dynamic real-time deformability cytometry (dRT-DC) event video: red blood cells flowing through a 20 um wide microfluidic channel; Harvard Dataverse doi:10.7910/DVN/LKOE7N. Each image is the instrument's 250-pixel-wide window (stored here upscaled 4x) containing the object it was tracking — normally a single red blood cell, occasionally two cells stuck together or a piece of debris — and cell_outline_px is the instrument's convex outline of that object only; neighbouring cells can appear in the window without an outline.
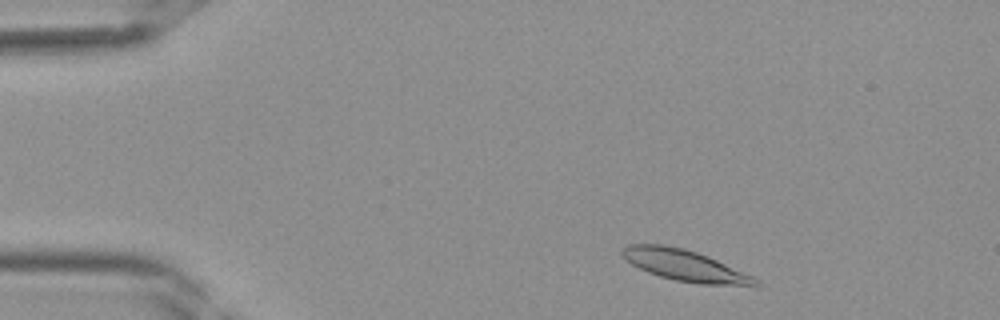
{"species": "Egyptian fruit bat (a non-hibernating species)", "species_latin": "Rousettus aegyptiacus", "temperature_condition": "room temperature", "stored_images_in_passage": 36, "camera_frame_rate_fps": 3000, "um_per_image_px": 0.085, "frame": {"image": 1, "passage_image": 2, "time_ms": 0.333, "image_size_px": [1000, 320], "cell_outline_px": [[764, 284], [756, 288], [700, 284], [676, 280], [660, 276], [648, 272], [624, 260], [620, 252], [628, 244], [664, 244], [684, 248], [708, 256], [752, 276], [760, 280]], "centroid_in_image_um": [58.32, 22.6], "position_along_channel_um": 26.7, "area_um2": 24.74}}
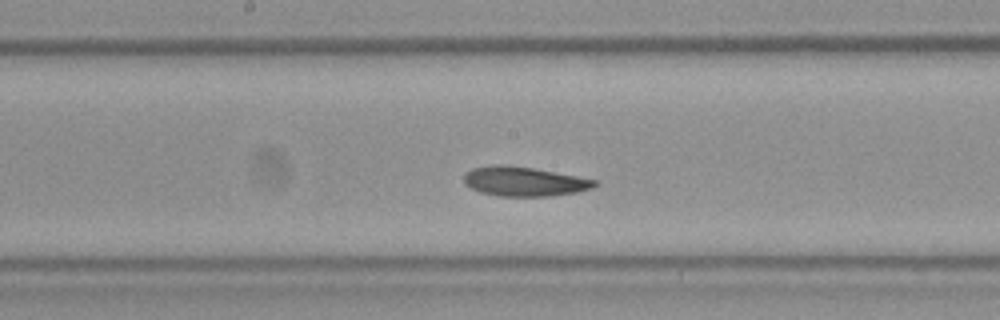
{"frame": {"image": 2, "passage_image": 17, "time_ms": 5.333, "image_size_px": [1000, 320], "cell_outline_px": [[596, 184], [592, 188], [576, 192], [552, 196], [500, 196], [480, 192], [464, 184], [464, 172], [472, 168], [492, 164], [508, 164], [532, 168], [576, 176], [596, 180]], "centroid_in_image_um": [44.49, 15.41], "position_along_channel_um": 203.7, "area_um2": 22.43}}
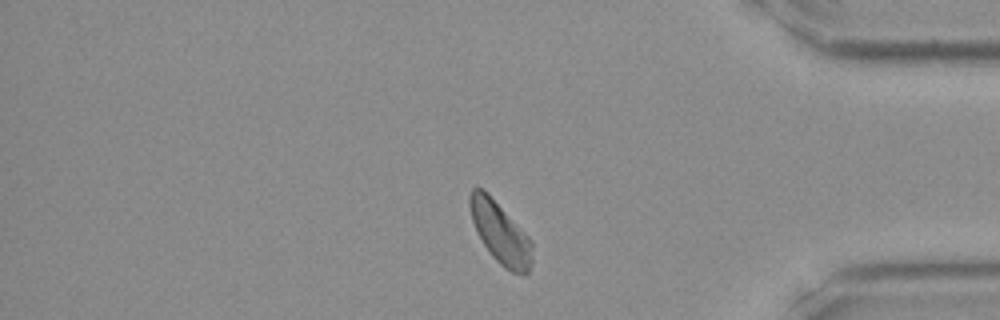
{"frame": {"image": 3, "passage_image": 30, "time_ms": 9.667, "image_size_px": [1000, 320], "cell_outline_px": [[532, 260], [528, 272], [520, 276], [504, 268], [492, 256], [484, 244], [472, 220], [468, 204], [468, 196], [472, 188], [476, 184], [484, 188], [488, 192], [532, 240]], "centroid_in_image_um": [42.51, 19.74], "position_along_channel_um": 392.7, "area_um2": 22.54}}